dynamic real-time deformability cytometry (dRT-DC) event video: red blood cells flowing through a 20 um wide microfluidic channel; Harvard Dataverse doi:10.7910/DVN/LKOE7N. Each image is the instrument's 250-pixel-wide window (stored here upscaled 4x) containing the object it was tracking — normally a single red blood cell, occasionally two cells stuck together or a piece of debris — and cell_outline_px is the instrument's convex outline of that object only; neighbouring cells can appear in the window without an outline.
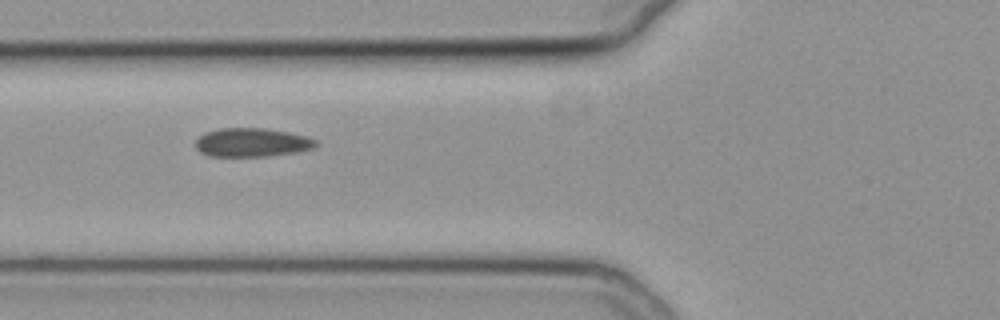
{"species": "common noctule bat (a hibernating species)", "species_latin": "Nyctalus noctula", "temperature_condition": "cold", "stored_images_in_passage": 42, "camera_frame_rate_fps": 3000, "um_per_image_px": 0.085, "animal": {"sex": "female", "body_mass_g": 19.3, "forearm_length_mm": 54.1}, "frame": {"image": 1, "passage_image": 8, "time_ms": 2.333, "image_size_px": [1000, 320], "cell_outline_px": [[320, 144], [316, 148], [296, 152], [268, 156], [208, 156], [200, 152], [196, 148], [196, 140], [204, 132], [220, 128], [264, 128], [288, 132], [308, 136], [316, 140]], "centroid_in_image_um": [21.45, 12.11], "position_along_channel_um": 104.4, "area_um2": 20.35}}
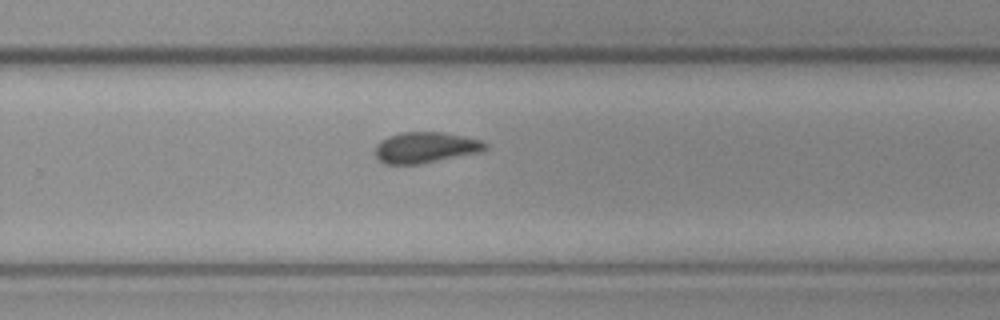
{"frame": {"image": 2, "passage_image": 23, "time_ms": 7.333, "image_size_px": [1000, 320], "cell_outline_px": [[488, 148], [480, 152], [420, 164], [384, 164], [376, 156], [376, 144], [380, 140], [388, 136], [400, 132], [444, 132], [484, 140], [488, 144]], "centroid_in_image_um": [36.19, 12.53], "position_along_channel_um": 293.6, "area_um2": 20.0}}
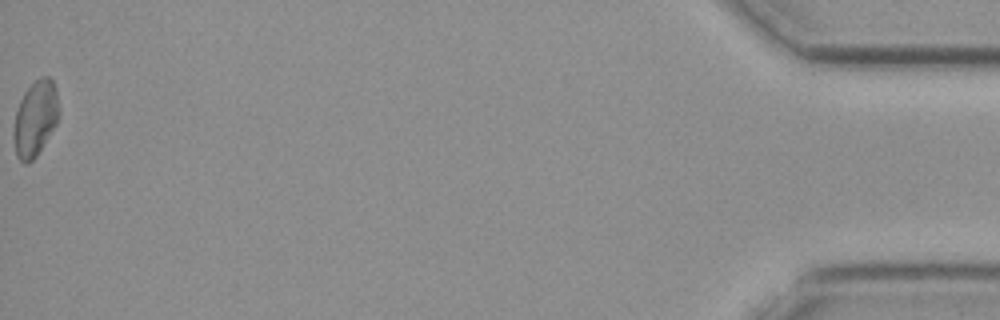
{"frame": {"image": 3, "passage_image": 42, "time_ms": 13.667, "image_size_px": [1000, 320], "cell_outline_px": [[60, 116], [56, 124], [36, 156], [28, 164], [24, 164], [16, 156], [12, 140], [12, 132], [16, 112], [20, 100], [24, 92], [40, 76], [48, 76], [52, 80], [56, 88], [60, 112]], "centroid_in_image_um": [2.99, 10.09], "position_along_channel_um": 432.2, "area_um2": 20.17}, "authors_computed_cell_mechanics": {"area_um2": 19.8832, "velocity_mm_per_s": 3.7796, "shape_relaxation_time_tau1_ms": null, "shape_relaxation_time_tau2_ms": 5.4752, "deformation_change_tau1": null, "deformation_change_tau2": 0.0678}}